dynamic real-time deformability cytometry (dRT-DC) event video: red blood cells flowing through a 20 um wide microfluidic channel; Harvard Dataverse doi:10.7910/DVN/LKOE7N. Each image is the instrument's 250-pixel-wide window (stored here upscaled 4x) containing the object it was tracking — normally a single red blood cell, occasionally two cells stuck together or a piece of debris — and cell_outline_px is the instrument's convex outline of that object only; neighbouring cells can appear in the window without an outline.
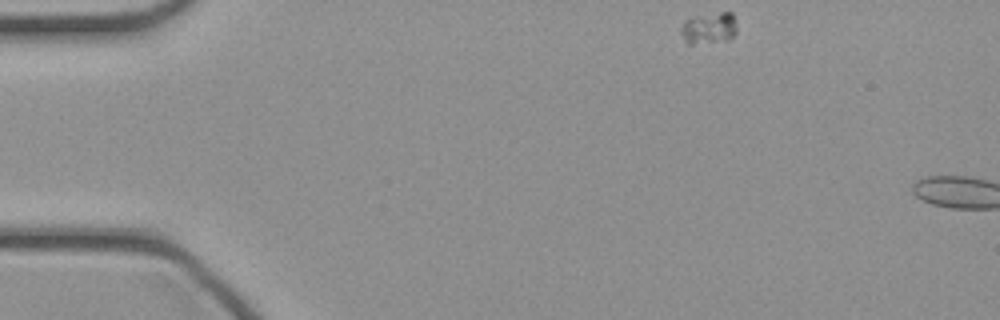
{"species": "common noctule bat (a hibernating species)", "species_latin": "Nyctalus noctula", "temperature_condition": "cold", "stored_images_in_passage": 3, "camera_frame_rate_fps": 3000, "um_per_image_px": 0.085, "animal": {"sex": "female", "body_mass_g": 21.9}, "frame": {"image": 1, "passage_image": 1, "time_ms": 0.0, "image_size_px": [1000, 320], "cell_outline_px": [[736, 32], [728, 40], [692, 44], [688, 44], [684, 40], [680, 32], [680, 28], [684, 20], [696, 16], [720, 12], [732, 12], [736, 24]], "centroid_in_image_um": [60.24, 2.39], "position_along_channel_um": 24.8, "area_um2": 10.29}}